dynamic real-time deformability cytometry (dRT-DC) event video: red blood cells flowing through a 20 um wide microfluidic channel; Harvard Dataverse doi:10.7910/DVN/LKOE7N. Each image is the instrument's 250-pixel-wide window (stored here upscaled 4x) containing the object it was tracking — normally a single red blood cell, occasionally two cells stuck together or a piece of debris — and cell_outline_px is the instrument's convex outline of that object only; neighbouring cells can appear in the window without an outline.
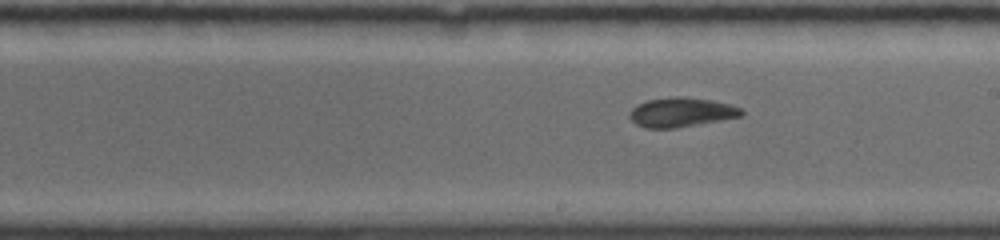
{"species": "common noctule bat (a hibernating species)", "species_latin": "Nyctalus noctula", "temperature_condition": "room temperature", "stored_images_in_passage": 21, "segment_of_instrument_passage": [2, 2], "camera_frame_rate_fps": 4000, "um_per_image_px": 0.085, "animal": {"sex": "female", "body_mass_g": 19.0, "forearm_length_mm": 56.7}, "frame": {"image": 1, "passage_image": 21, "time_ms": 11.5, "image_size_px": [1000, 240], "cell_outline_px": [[744, 112], [740, 116], [720, 120], [676, 128], [644, 128], [636, 124], [628, 116], [628, 112], [636, 104], [648, 100], [672, 96], [684, 96], [712, 100], [728, 104], [740, 108]], "centroid_in_image_um": [57.84, 9.53], "position_along_channel_um": 231.2, "area_um2": 19.19}}